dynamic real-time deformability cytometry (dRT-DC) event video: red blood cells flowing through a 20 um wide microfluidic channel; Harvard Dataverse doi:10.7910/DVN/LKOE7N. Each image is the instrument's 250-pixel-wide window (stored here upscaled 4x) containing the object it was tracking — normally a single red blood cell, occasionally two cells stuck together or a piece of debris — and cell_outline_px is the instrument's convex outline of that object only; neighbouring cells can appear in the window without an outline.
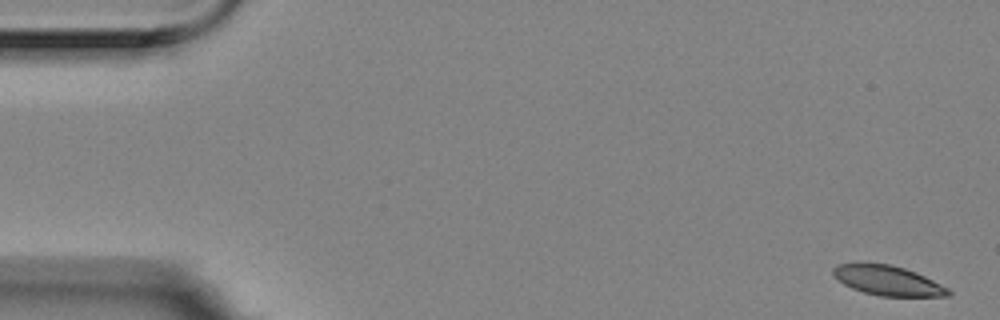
{"species": "Egyptian fruit bat (a non-hibernating species)", "species_latin": "Rousettus aegyptiacus", "temperature_condition": "room temperature", "stored_images_in_passage": 5, "camera_frame_rate_fps": 3000, "um_per_image_px": 0.085, "animal": {"sex": "female"}, "frame": {"image": 1, "passage_image": 1, "time_ms": 0.0, "image_size_px": [1000, 320], "cell_outline_px": [[952, 296], [880, 296], [864, 292], [852, 288], [844, 284], [832, 272], [832, 268], [836, 264], [892, 264], [916, 272], [948, 288], [952, 292]], "centroid_in_image_um": [75.5, 23.85], "position_along_channel_um": 9.5, "area_um2": 19.65}}
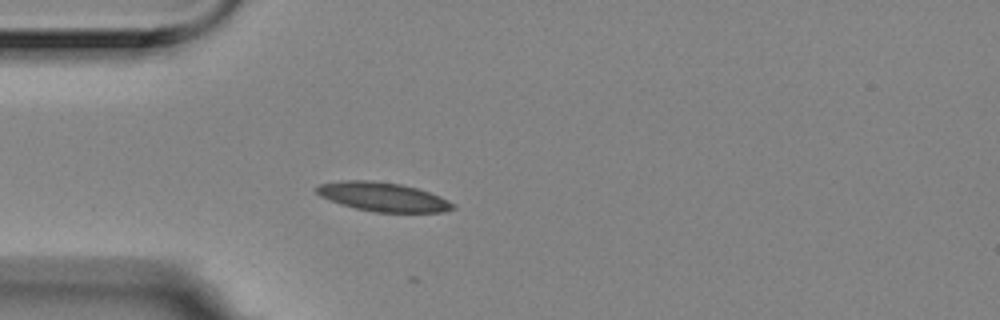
{"frame": {"image": 2, "passage_image": 5, "time_ms": 1.333, "image_size_px": [1000, 320], "cell_outline_px": [[456, 208], [444, 212], [376, 212], [356, 208], [340, 204], [320, 196], [312, 188], [320, 184], [344, 180], [368, 180], [400, 184], [416, 188], [440, 196], [456, 204]], "centroid_in_image_um": [32.55, 16.73], "position_along_channel_um": 52.5, "area_um2": 23.0}}